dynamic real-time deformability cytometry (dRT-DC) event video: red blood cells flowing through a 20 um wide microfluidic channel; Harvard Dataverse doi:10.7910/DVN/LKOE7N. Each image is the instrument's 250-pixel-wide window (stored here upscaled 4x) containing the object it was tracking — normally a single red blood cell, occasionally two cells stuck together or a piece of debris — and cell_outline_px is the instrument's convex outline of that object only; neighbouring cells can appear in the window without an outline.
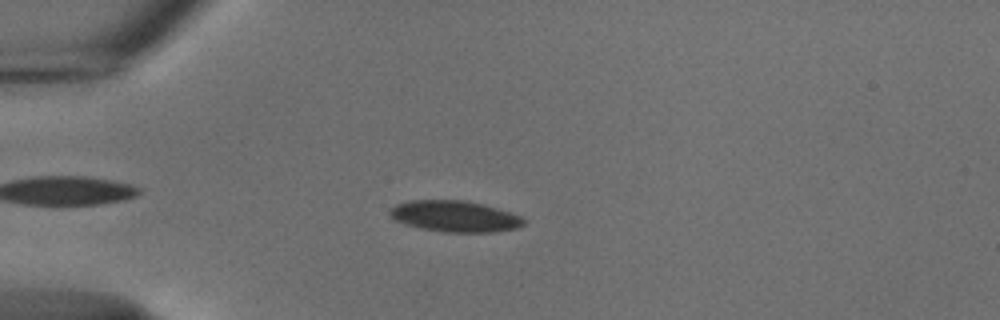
{"species": "common noctule bat (a hibernating species)", "species_latin": "Nyctalus noctula", "temperature_condition": "cold", "stored_images_in_passage": 45, "camera_frame_rate_fps": 3000, "um_per_image_px": 0.085, "animal": {"sex": "male", "body_mass_g": 18.8}, "frame": {"image": 1, "passage_image": 5, "time_ms": 1.333, "image_size_px": [1000, 320], "cell_outline_px": [[524, 224], [516, 228], [488, 232], [444, 232], [420, 228], [404, 224], [396, 220], [388, 212], [396, 204], [408, 200], [464, 200], [480, 204], [508, 212], [520, 216], [524, 220]], "centroid_in_image_um": [38.6, 18.38], "position_along_channel_um": 46.4, "area_um2": 23.93}}
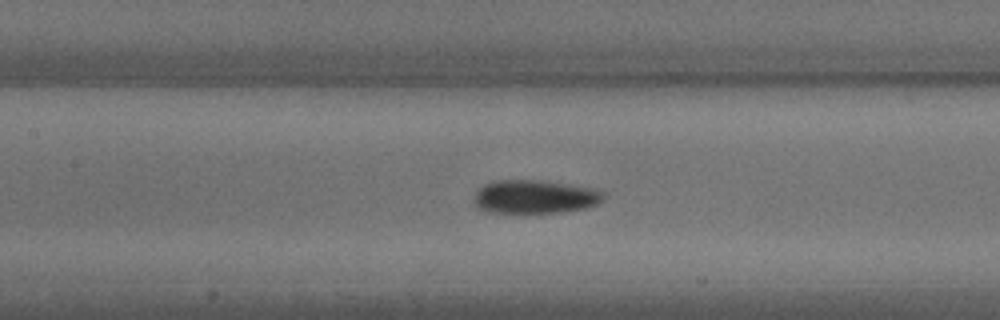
{"frame": {"image": 2, "passage_image": 16, "time_ms": 5.0, "image_size_px": [1000, 320], "cell_outline_px": [[604, 196], [596, 204], [584, 208], [564, 212], [488, 212], [476, 208], [472, 200], [476, 192], [484, 184], [496, 180], [540, 180], [596, 188], [604, 192]], "centroid_in_image_um": [45.42, 16.72], "position_along_channel_um": 162.0, "area_um2": 25.32}}
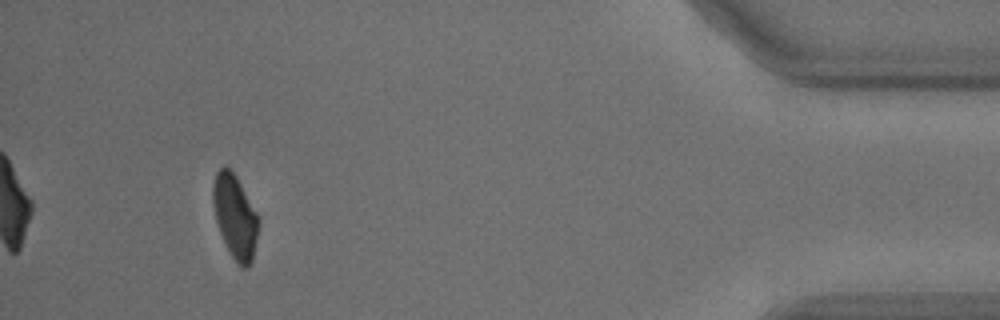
{"frame": {"image": 3, "passage_image": 41, "time_ms": 13.333, "image_size_px": [1000, 320], "cell_outline_px": [[260, 224], [252, 260], [248, 268], [240, 268], [236, 264], [220, 232], [216, 220], [212, 204], [212, 184], [216, 172], [220, 168], [228, 168], [236, 176], [260, 216]], "centroid_in_image_um": [20.0, 18.42], "position_along_channel_um": 415.2, "area_um2": 22.43}, "authors_computed_cell_mechanics": {"area_um2": 24.5072, "velocity_mm_per_s": 3.7438, "shape_relaxation_time_tau1_ms": 5.511, "shape_relaxation_time_tau2_ms": null, "deformation_change_tau1": 0.1116, "deformation_change_tau2": null}}